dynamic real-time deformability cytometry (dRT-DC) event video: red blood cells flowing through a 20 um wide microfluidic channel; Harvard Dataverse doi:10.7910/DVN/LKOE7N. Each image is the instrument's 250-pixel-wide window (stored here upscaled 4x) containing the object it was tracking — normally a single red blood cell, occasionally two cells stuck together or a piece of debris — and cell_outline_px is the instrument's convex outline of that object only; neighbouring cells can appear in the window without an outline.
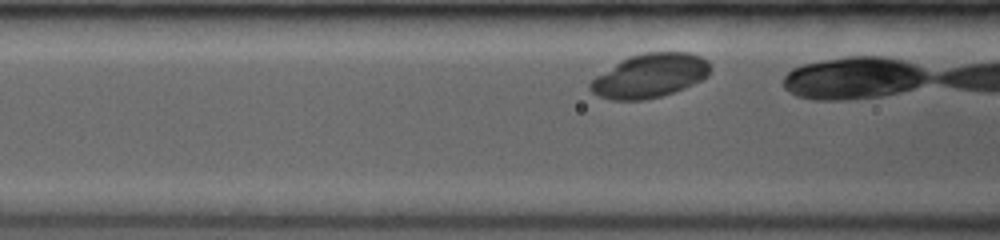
{"species": "common noctule bat (a hibernating species)", "species_latin": "Nyctalus noctula", "temperature_condition": "room temperature", "stored_images_in_passage": 8, "camera_frame_rate_fps": 3500, "um_per_image_px": 0.085, "animal": {"sex": "female", "body_mass_g": 19.0, "forearm_length_mm": 53.3}, "frame": {"image": 1, "passage_image": 4, "time_ms": 1.143, "image_size_px": [1000, 240], "cell_outline_px": [[712, 68], [708, 76], [704, 80], [684, 88], [660, 96], [644, 100], [612, 100], [600, 96], [592, 92], [588, 88], [588, 84], [596, 76], [620, 60], [628, 56], [644, 52], [688, 52], [700, 56], [708, 60]], "centroid_in_image_um": [55.26, 6.42], "position_along_channel_um": 111.3, "area_um2": 30.98}}